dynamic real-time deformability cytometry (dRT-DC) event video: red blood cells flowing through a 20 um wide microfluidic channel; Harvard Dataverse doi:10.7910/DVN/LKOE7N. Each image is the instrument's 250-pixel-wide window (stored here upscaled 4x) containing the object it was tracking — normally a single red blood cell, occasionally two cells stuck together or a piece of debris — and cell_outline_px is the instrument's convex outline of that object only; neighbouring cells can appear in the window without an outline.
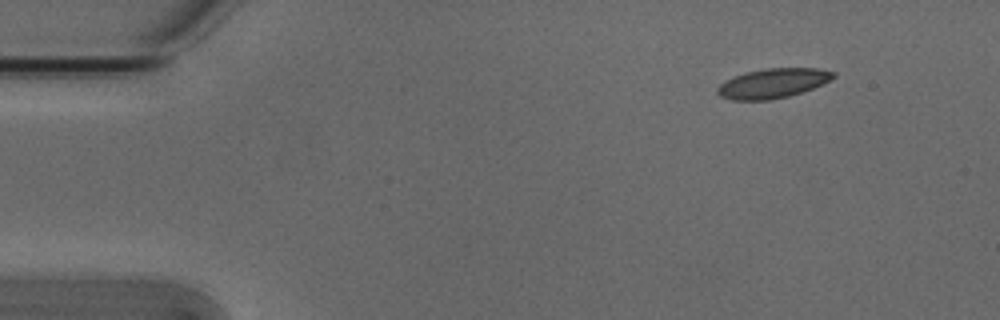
{"species": "Egyptian fruit bat (a non-hibernating species)", "species_latin": "Rousettus aegyptiacus", "temperature_condition": "cold", "stored_images_in_passage": 48, "camera_frame_rate_fps": 3000, "um_per_image_px": 0.085, "animal": {"sex": "male"}, "frame": {"image": 1, "passage_image": 1, "time_ms": 0.0, "image_size_px": [1000, 320], "cell_outline_px": [[836, 76], [812, 88], [788, 96], [768, 100], [732, 100], [720, 96], [716, 92], [716, 88], [720, 84], [736, 76], [748, 72], [764, 68], [816, 68], [836, 72]], "centroid_in_image_um": [65.67, 7.08], "position_along_channel_um": 19.3, "area_um2": 19.65}}
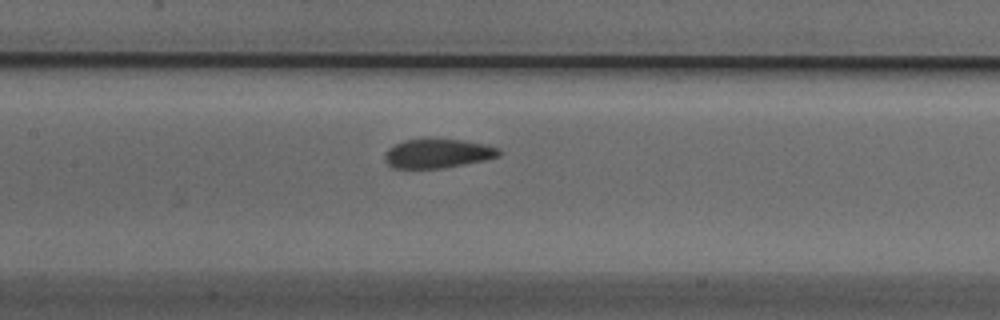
{"frame": {"image": 2, "passage_image": 20, "time_ms": 6.333, "image_size_px": [1000, 320], "cell_outline_px": [[504, 152], [500, 156], [484, 160], [444, 168], [392, 168], [384, 160], [384, 156], [388, 148], [404, 140], [464, 140], [488, 144], [500, 148]], "centroid_in_image_um": [37.26, 13.05], "position_along_channel_um": 170.1, "area_um2": 19.36}}
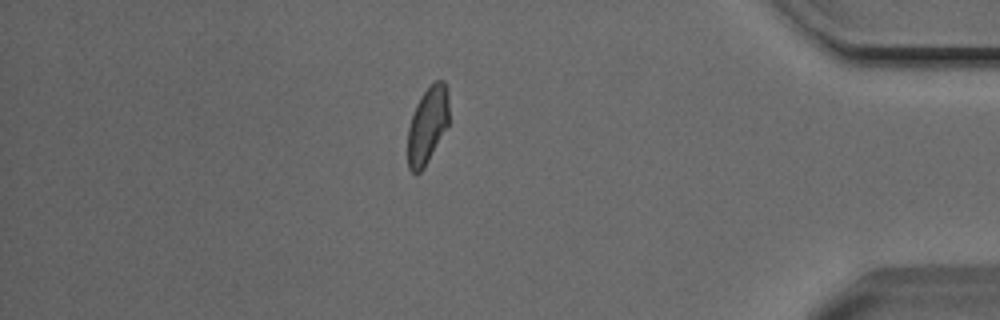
{"frame": {"image": 3, "passage_image": 41, "time_ms": 13.333, "image_size_px": [1000, 320], "cell_outline_px": [[448, 124], [424, 168], [420, 172], [412, 172], [408, 168], [408, 128], [416, 104], [420, 96], [436, 80], [444, 80], [448, 92]], "centroid_in_image_um": [36.33, 10.63], "position_along_channel_um": 398.9, "area_um2": 18.21}, "authors_computed_cell_mechanics": {"area_um2": 19.6231, "velocity_mm_per_s": 3.8212, "shape_relaxation_time_tau1_ms": 8.237, "shape_relaxation_time_tau2_ms": 3.1966, "deformation_change_tau1": 0.1504, "deformation_change_tau2": 0.0653}}